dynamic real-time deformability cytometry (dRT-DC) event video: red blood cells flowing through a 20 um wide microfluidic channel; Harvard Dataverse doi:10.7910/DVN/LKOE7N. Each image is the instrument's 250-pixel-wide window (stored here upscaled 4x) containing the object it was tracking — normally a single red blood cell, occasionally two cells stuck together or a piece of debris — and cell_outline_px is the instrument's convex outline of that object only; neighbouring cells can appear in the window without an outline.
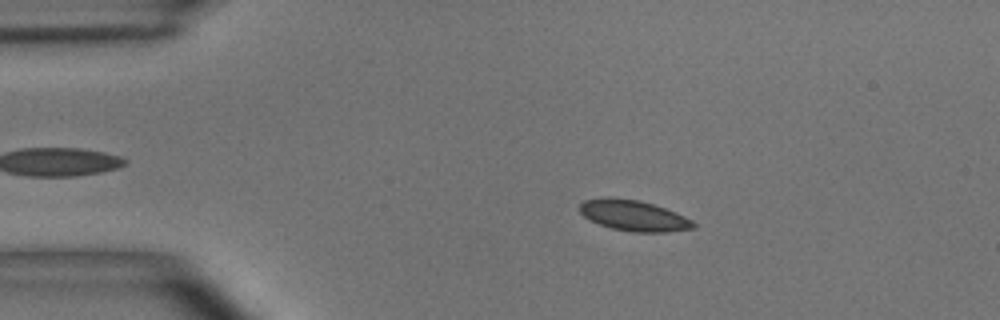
{"species": "common noctule bat (a hibernating species)", "species_latin": "Nyctalus noctula", "temperature_condition": "room temperature", "stored_images_in_passage": 55, "camera_frame_rate_fps": 3000, "um_per_image_px": 0.085, "animal": {"sex": "male", "body_mass_g": 15.6}, "frame": {"image": 1, "passage_image": 10, "time_ms": 3.0, "image_size_px": [1000, 320], "cell_outline_px": [[696, 228], [668, 232], [632, 232], [612, 228], [600, 224], [584, 216], [580, 212], [580, 204], [584, 200], [640, 200], [676, 212], [692, 220], [696, 224]], "centroid_in_image_um": [53.96, 18.37], "position_along_channel_um": 31.0, "area_um2": 19.59}}
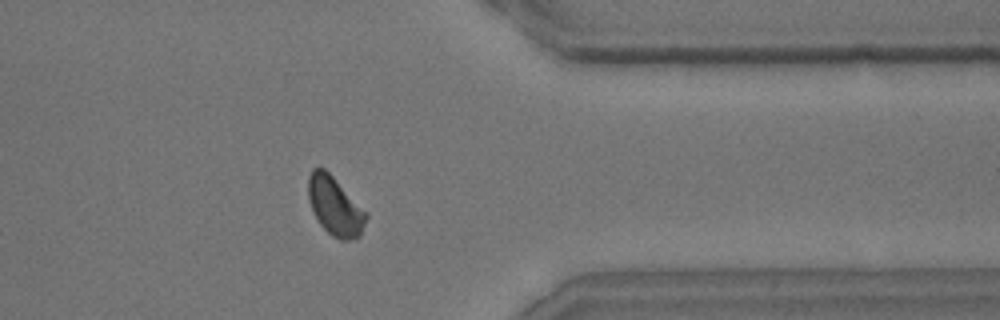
{"frame": {"image": 2, "passage_image": 44, "time_ms": 14.333, "image_size_px": [1000, 320], "cell_outline_px": [[368, 216], [360, 236], [356, 240], [340, 240], [332, 236], [320, 224], [308, 200], [308, 176], [312, 168], [324, 168], [368, 212]], "centroid_in_image_um": [28.5, 17.54], "position_along_channel_um": 382.9, "area_um2": 19.83}}
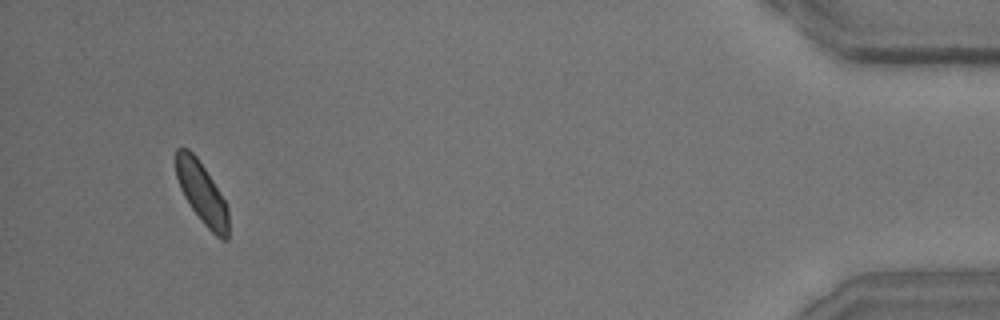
{"frame": {"image": 3, "passage_image": 52, "time_ms": 17.0, "image_size_px": [1000, 320], "cell_outline_px": [[228, 240], [220, 240], [200, 220], [184, 196], [180, 188], [176, 176], [176, 148], [188, 148], [196, 156], [212, 180], [224, 200], [228, 208]], "centroid_in_image_um": [17.16, 16.42], "position_along_channel_um": 418.0, "area_um2": 18.55}, "authors_computed_cell_mechanics": {"area_um2": 19.7098, "velocity_mm_per_s": 3.6087, "shape_relaxation_time_tau1_ms": 2.9051, "shape_relaxation_time_tau2_ms": 1.1787, "deformation_change_tau1": 0.0799, "deformation_change_tau2": 0.0368}}